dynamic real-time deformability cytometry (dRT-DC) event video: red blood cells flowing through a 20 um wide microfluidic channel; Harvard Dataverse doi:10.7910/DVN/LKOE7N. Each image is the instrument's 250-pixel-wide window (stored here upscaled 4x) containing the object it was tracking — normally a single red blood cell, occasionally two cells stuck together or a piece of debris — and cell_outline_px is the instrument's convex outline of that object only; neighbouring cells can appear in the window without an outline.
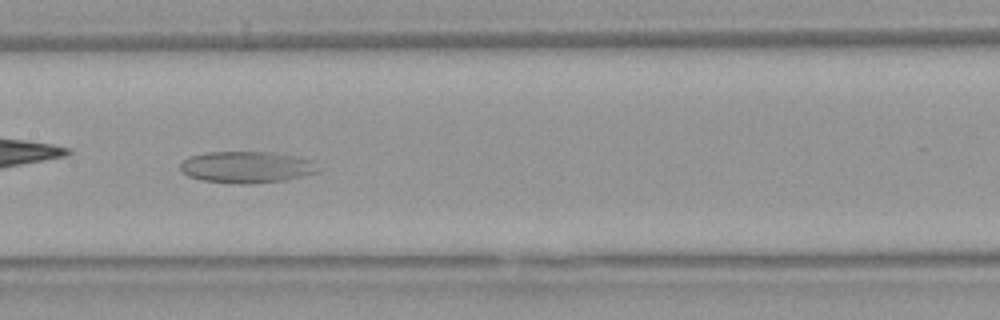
{"species": "Egyptian fruit bat (a non-hibernating species)", "species_latin": "Rousettus aegyptiacus", "temperature_condition": "warm", "stored_images_in_passage": 39, "camera_frame_rate_fps": 3000, "um_per_image_px": 0.085, "animal": {"sex": "female"}, "frame": {"image": 1, "passage_image": 12, "time_ms": 3.667, "image_size_px": [1000, 320], "cell_outline_px": [[316, 172], [284, 180], [252, 184], [240, 184], [200, 180], [188, 176], [180, 172], [180, 164], [188, 156], [208, 152], [272, 152], [292, 156], [308, 160]], "centroid_in_image_um": [20.8, 14.21], "position_along_channel_um": 186.6, "area_um2": 24.91}}